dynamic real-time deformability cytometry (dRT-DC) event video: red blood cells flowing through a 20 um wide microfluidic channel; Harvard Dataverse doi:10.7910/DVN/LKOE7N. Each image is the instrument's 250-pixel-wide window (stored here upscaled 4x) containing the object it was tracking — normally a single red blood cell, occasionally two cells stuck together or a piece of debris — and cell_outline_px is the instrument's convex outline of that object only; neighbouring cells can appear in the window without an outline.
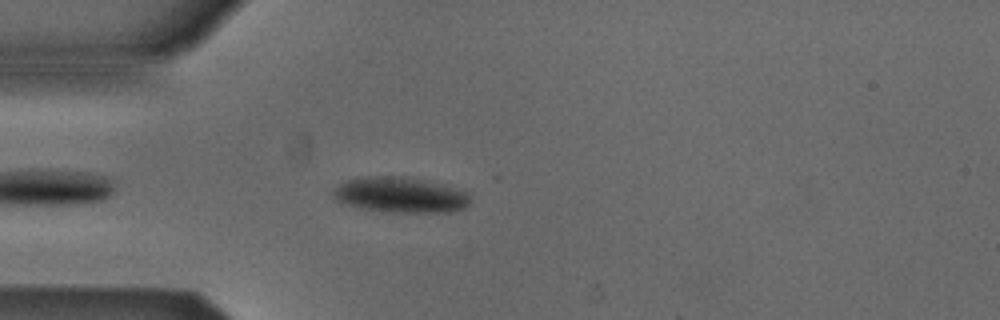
{"species": "Egyptian fruit bat (a non-hibernating species)", "species_latin": "Rousettus aegyptiacus", "temperature_condition": "cold", "stored_images_in_passage": 29, "camera_frame_rate_fps": 3000, "um_per_image_px": 0.085, "animal": {"sex": "male"}, "frame": {"image": 1, "passage_image": 4, "time_ms": 1.0, "image_size_px": [1000, 320], "cell_outline_px": [[472, 200], [464, 208], [452, 212], [392, 212], [360, 208], [340, 204], [332, 196], [332, 192], [340, 184], [348, 180], [368, 176], [412, 176], [448, 184], [468, 192], [472, 196]], "centroid_in_image_um": [34.1, 16.55], "position_along_channel_um": 50.9, "area_um2": 29.13}}
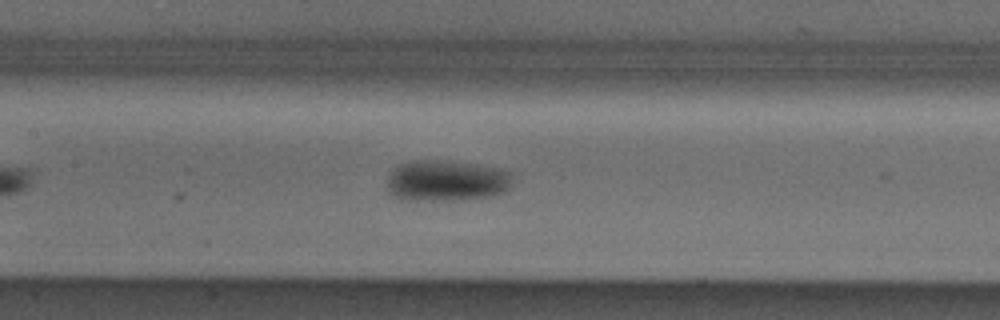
{"frame": {"image": 2, "passage_image": 14, "time_ms": 4.333, "image_size_px": [1000, 320], "cell_outline_px": [[512, 184], [504, 192], [484, 196], [452, 200], [400, 200], [388, 188], [388, 172], [400, 164], [412, 160], [436, 160], [476, 164], [496, 168], [512, 172]], "centroid_in_image_um": [37.92, 15.34], "position_along_channel_um": 169.5, "area_um2": 29.82}}
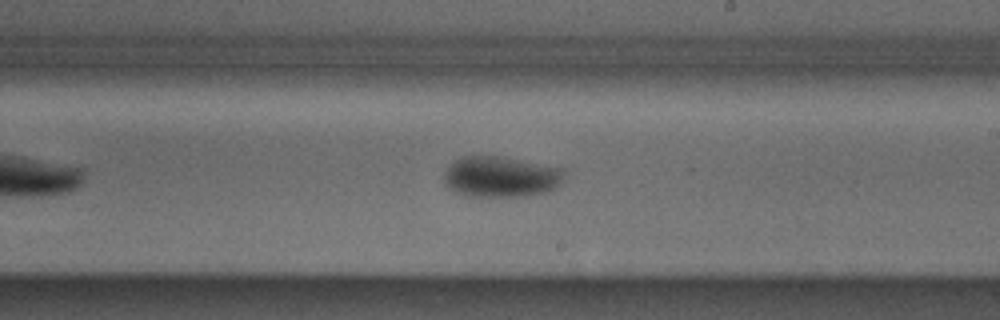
{"frame": {"image": 3, "passage_image": 20, "time_ms": 6.333, "image_size_px": [1000, 320], "cell_outline_px": [[564, 172], [560, 184], [556, 188], [544, 192], [528, 196], [468, 196], [456, 192], [448, 188], [444, 184], [444, 176], [452, 160], [464, 156], [496, 156], [560, 168]], "centroid_in_image_um": [42.52, 15.04], "position_along_channel_um": 246.5, "area_um2": 28.26}, "authors_computed_cell_mechanics": {"area_um2": 28.322, "velocity_mm_per_s": 3.858, "shape_relaxation_time_tau1_ms": 3.0376, "shape_relaxation_time_tau2_ms": null, "deformation_change_tau1": 0.1086, "deformation_change_tau2": null}}